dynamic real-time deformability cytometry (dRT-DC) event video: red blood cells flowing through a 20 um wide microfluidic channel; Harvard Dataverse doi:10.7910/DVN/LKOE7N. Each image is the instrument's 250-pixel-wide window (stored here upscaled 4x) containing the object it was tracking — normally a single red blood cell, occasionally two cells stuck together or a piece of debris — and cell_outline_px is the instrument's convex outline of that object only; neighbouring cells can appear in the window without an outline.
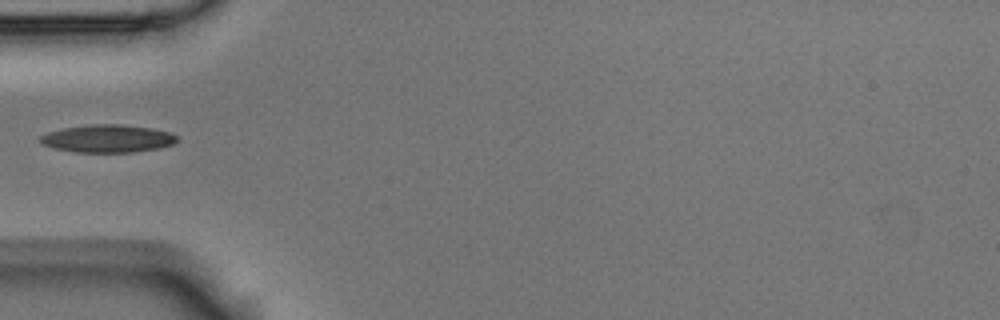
{"species": "Egyptian fruit bat (a non-hibernating species)", "species_latin": "Rousettus aegyptiacus", "temperature_condition": "room temperature", "stored_images_in_passage": 2, "camera_frame_rate_fps": 3000, "um_per_image_px": 0.085, "animal": {"sex": "male"}, "frame": {"image": 1, "passage_image": 2, "time_ms": 0.333, "image_size_px": [1000, 320], "cell_outline_px": [[176, 140], [172, 144], [160, 148], [132, 152], [76, 152], [52, 148], [40, 144], [36, 140], [40, 136], [48, 132], [64, 128], [92, 124], [120, 124], [152, 128], [168, 132], [176, 136]], "centroid_in_image_um": [9.08, 11.78], "position_along_channel_um": 75.9, "area_um2": 22.14}}